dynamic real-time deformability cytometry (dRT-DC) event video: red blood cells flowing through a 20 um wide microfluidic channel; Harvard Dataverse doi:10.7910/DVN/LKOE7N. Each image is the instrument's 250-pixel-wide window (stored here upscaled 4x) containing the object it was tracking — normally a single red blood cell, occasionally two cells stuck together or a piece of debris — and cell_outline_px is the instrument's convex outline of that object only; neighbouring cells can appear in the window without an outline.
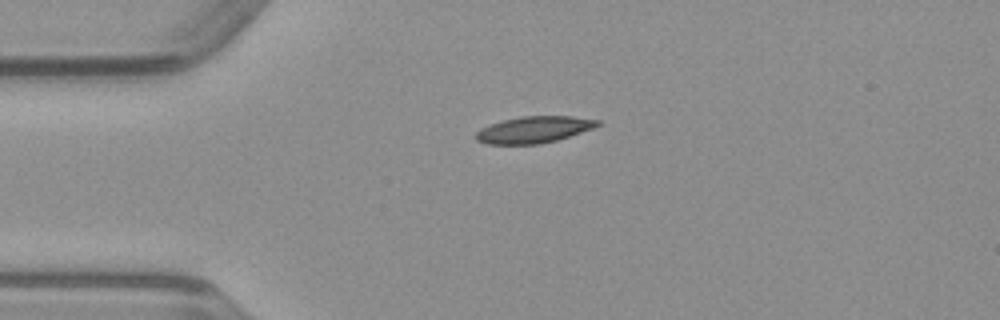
{"species": "common noctule bat (a hibernating species)", "species_latin": "Nyctalus noctula", "temperature_condition": "warm", "stored_images_in_passage": 39, "camera_frame_rate_fps": 3000, "um_per_image_px": 0.085, "animal": {"sex": "male", "body_mass_g": 23.1, "forearm_length_mm": 52.7}, "frame": {"image": 1, "passage_image": 1, "time_ms": 0.0, "image_size_px": [1000, 320], "cell_outline_px": [[600, 124], [592, 128], [556, 140], [540, 144], [488, 144], [476, 140], [476, 132], [480, 128], [488, 124], [520, 116], [572, 116], [600, 120]], "centroid_in_image_um": [45.34, 11.01], "position_along_channel_um": 39.7, "area_um2": 18.73}}
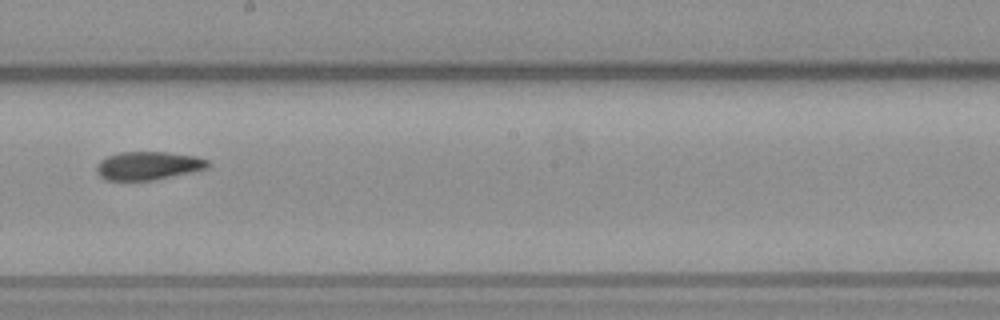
{"frame": {"image": 2, "passage_image": 17, "time_ms": 5.333, "image_size_px": [1000, 320], "cell_outline_px": [[212, 164], [208, 168], [156, 180], [104, 180], [96, 172], [96, 168], [100, 160], [108, 156], [120, 152], [164, 152], [196, 156], [208, 160]], "centroid_in_image_um": [12.61, 14.09], "position_along_channel_um": 235.6, "area_um2": 18.44}}
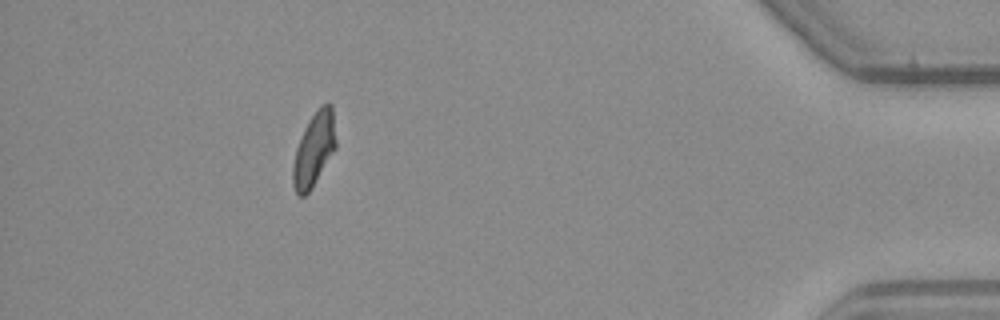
{"frame": {"image": 3, "passage_image": 34, "time_ms": 11.0, "image_size_px": [1000, 320], "cell_outline_px": [[336, 148], [312, 188], [304, 196], [300, 196], [296, 192], [292, 184], [292, 164], [296, 148], [304, 128], [308, 120], [320, 104], [328, 100], [332, 104], [336, 140]], "centroid_in_image_um": [26.69, 12.65], "position_along_channel_um": 408.5, "area_um2": 18.79}}